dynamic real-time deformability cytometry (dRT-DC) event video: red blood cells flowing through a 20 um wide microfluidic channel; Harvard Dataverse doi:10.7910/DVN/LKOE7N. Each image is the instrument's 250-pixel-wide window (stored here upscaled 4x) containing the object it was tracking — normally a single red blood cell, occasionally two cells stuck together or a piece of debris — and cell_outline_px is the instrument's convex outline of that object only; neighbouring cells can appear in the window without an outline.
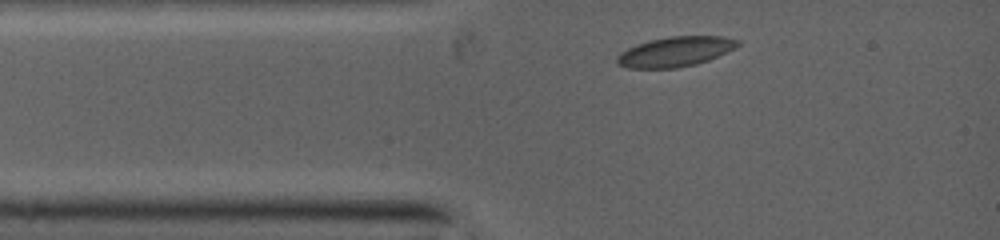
{"species": "common noctule bat (a hibernating species)", "species_latin": "Nyctalus noctula", "temperature_condition": "warm", "stored_images_in_passage": 31, "camera_frame_rate_fps": 5000, "um_per_image_px": 0.085, "animal": {"sex": "female", "body_mass_g": 19.0, "forearm_length_mm": 53.3}, "frame": {"image": 1, "passage_image": 1, "time_ms": 0.0, "image_size_px": [1000, 240], "cell_outline_px": [[740, 44], [708, 60], [696, 64], [676, 68], [628, 68], [616, 64], [616, 60], [628, 48], [636, 44], [668, 36], [720, 36], [740, 40]], "centroid_in_image_um": [57.39, 4.39], "position_along_channel_um": 27.6, "area_um2": 20.63}}
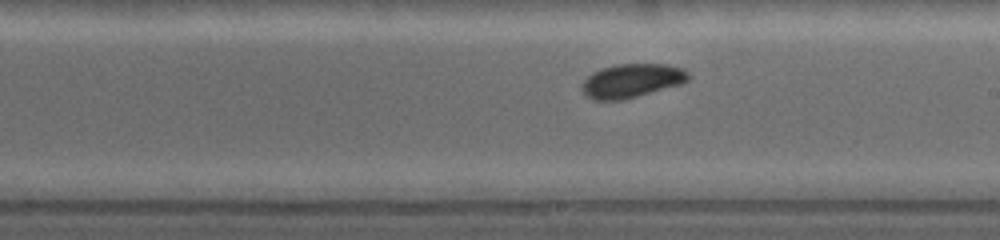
{"frame": {"image": 2, "passage_image": 18, "time_ms": 5.0, "image_size_px": [1000, 240], "cell_outline_px": [[688, 80], [680, 84], [616, 100], [596, 100], [588, 96], [580, 88], [584, 80], [592, 72], [600, 68], [616, 64], [664, 64], [684, 68], [688, 72]], "centroid_in_image_um": [53.66, 6.82], "position_along_channel_um": 235.3, "area_um2": 20.46}}
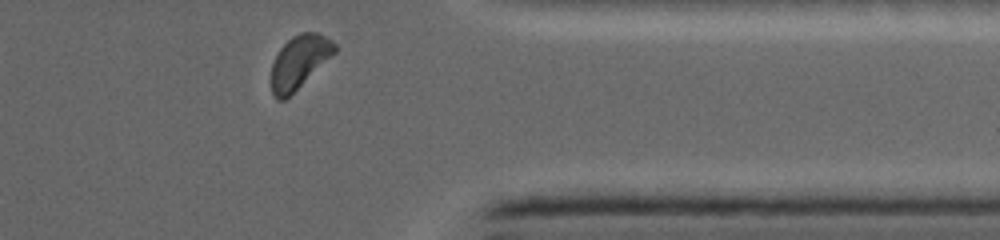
{"frame": {"image": 3, "passage_image": 30, "time_ms": 8.6, "image_size_px": [1000, 240], "cell_outline_px": [[336, 52], [284, 100], [276, 100], [272, 92], [272, 64], [280, 48], [292, 36], [300, 32], [316, 32], [332, 40], [336, 44]], "centroid_in_image_um": [25.44, 5.23], "position_along_channel_um": 386.0, "area_um2": 19.19}}